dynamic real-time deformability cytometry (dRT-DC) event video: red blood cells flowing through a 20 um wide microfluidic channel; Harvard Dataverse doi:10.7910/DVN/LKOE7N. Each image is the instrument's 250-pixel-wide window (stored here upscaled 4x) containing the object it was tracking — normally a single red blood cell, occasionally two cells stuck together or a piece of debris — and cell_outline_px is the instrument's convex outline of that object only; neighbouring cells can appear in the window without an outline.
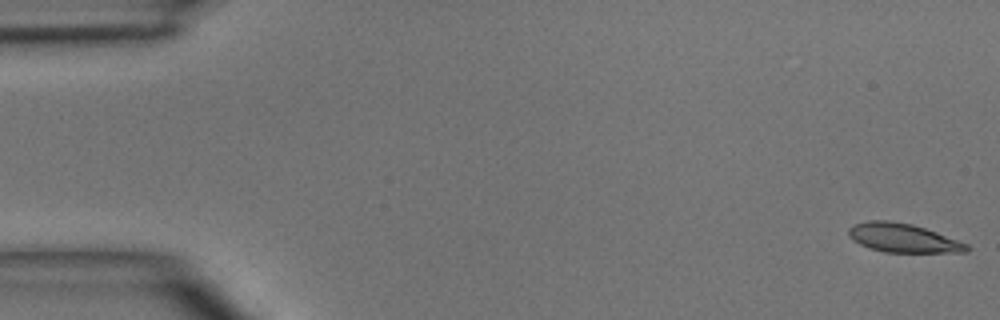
{"species": "common noctule bat (a hibernating species)", "species_latin": "Nyctalus noctula", "temperature_condition": "room temperature", "stored_images_in_passage": 5, "camera_frame_rate_fps": 3000, "um_per_image_px": 0.085, "animal": {"sex": "male", "body_mass_g": 15.6}, "frame": {"image": 1, "passage_image": 1, "time_ms": 0.0, "image_size_px": [1000, 320], "cell_outline_px": [[972, 248], [968, 252], [884, 252], [860, 244], [852, 240], [848, 236], [848, 228], [852, 224], [868, 220], [888, 220], [912, 224], [936, 232], [968, 244]], "centroid_in_image_um": [76.74, 20.22], "position_along_channel_um": 8.3, "area_um2": 19.88}}